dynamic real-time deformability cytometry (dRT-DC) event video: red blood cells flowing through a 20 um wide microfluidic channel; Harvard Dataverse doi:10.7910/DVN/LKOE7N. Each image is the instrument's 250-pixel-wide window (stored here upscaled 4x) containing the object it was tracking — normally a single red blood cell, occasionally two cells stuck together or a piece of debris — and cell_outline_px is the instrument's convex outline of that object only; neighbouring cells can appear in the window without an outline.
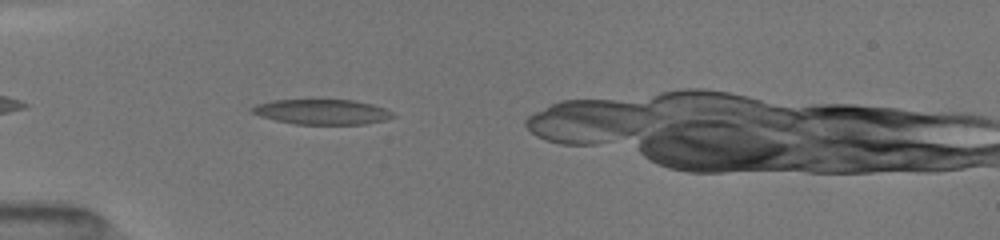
{"species": "common noctule bat (a hibernating species)", "species_latin": "Nyctalus noctula", "temperature_condition": "room temperature", "stored_images_in_passage": 42, "camera_frame_rate_fps": 3000, "um_per_image_px": 0.085, "animal": {"sex": "female", "body_mass_g": 19.5, "forearm_length_mm": 54.1}, "frame": {"image": 1, "passage_image": 7, "time_ms": 1.333, "image_size_px": [1000, 240], "cell_outline_px": [[396, 116], [384, 120], [364, 124], [296, 124], [276, 120], [260, 116], [252, 112], [248, 108], [256, 104], [272, 100], [352, 100], [372, 104], [384, 108], [392, 112]], "centroid_in_image_um": [27.35, 9.5], "position_along_channel_um": 57.7, "area_um2": 20.52}}
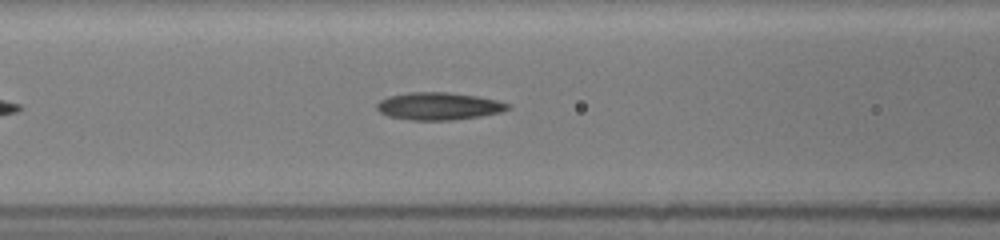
{"frame": {"image": 2, "passage_image": 17, "time_ms": 3.333, "image_size_px": [1000, 240], "cell_outline_px": [[512, 108], [500, 112], [480, 116], [452, 120], [412, 120], [388, 116], [380, 112], [376, 108], [376, 104], [380, 100], [388, 96], [408, 92], [448, 92], [480, 96], [512, 104]], "centroid_in_image_um": [37.31, 9.01], "position_along_channel_um": 129.3, "area_um2": 21.15}}
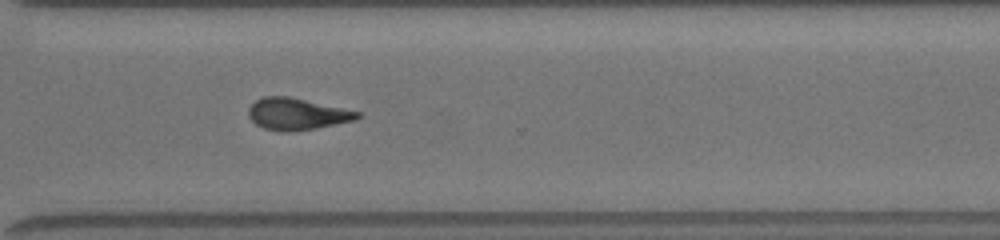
{"frame": {"image": 3, "passage_image": 33, "time_ms": 8.667, "image_size_px": [1000, 240], "cell_outline_px": [[360, 116], [356, 120], [316, 128], [264, 128], [256, 124], [248, 116], [248, 108], [256, 100], [264, 96], [288, 96], [360, 112]], "centroid_in_image_um": [25.24, 9.63], "position_along_channel_um": 345.4, "area_um2": 19.13}}